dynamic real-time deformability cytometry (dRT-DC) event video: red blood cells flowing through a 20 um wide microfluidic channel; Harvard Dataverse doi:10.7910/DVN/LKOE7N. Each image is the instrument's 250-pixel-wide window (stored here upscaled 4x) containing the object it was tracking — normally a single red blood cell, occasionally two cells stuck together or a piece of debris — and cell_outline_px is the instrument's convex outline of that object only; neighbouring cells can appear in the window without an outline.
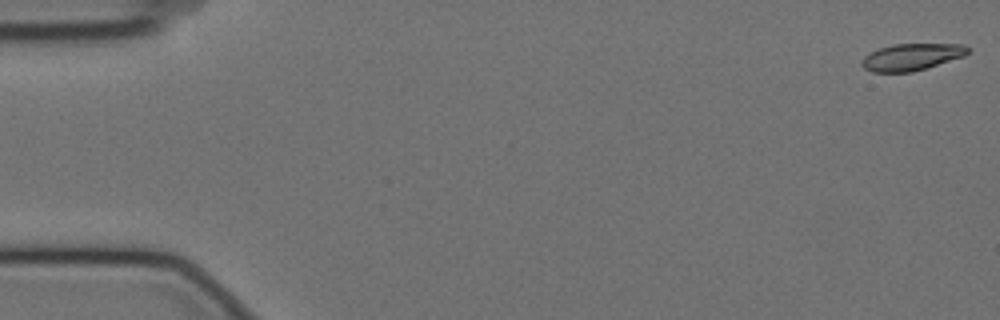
{"species": "Egyptian fruit bat (a non-hibernating species)", "species_latin": "Rousettus aegyptiacus", "temperature_condition": "cold", "stored_images_in_passage": 57, "camera_frame_rate_fps": 3000, "um_per_image_px": 0.085, "animal": {"sex": "female"}, "frame": {"image": 1, "passage_image": 1, "time_ms": 0.0, "image_size_px": [1000, 320], "cell_outline_px": [[968, 52], [964, 56], [912, 72], [872, 72], [864, 68], [860, 64], [864, 56], [880, 48], [892, 44], [964, 44], [968, 48]], "centroid_in_image_um": [77.46, 4.84], "position_along_channel_um": 7.5, "area_um2": 16.42}}
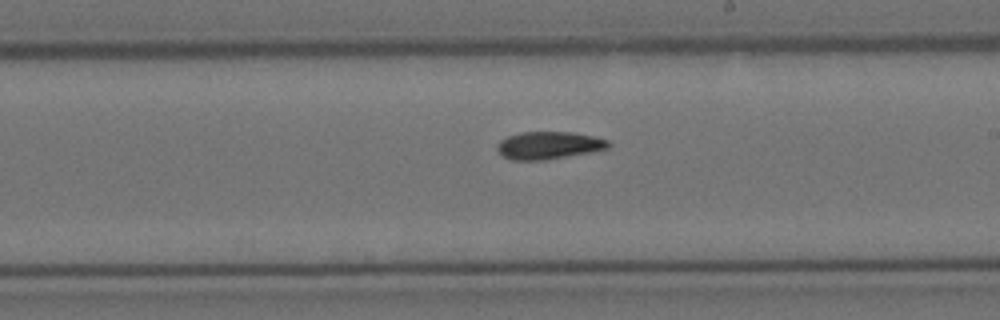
{"frame": {"image": 2, "passage_image": 33, "time_ms": 10.667, "image_size_px": [1000, 320], "cell_outline_px": [[612, 144], [608, 148], [588, 152], [544, 160], [512, 160], [504, 156], [496, 148], [496, 144], [500, 140], [508, 136], [520, 132], [572, 132], [592, 136], [608, 140]], "centroid_in_image_um": [46.62, 12.34], "position_along_channel_um": 242.4, "area_um2": 17.69}}
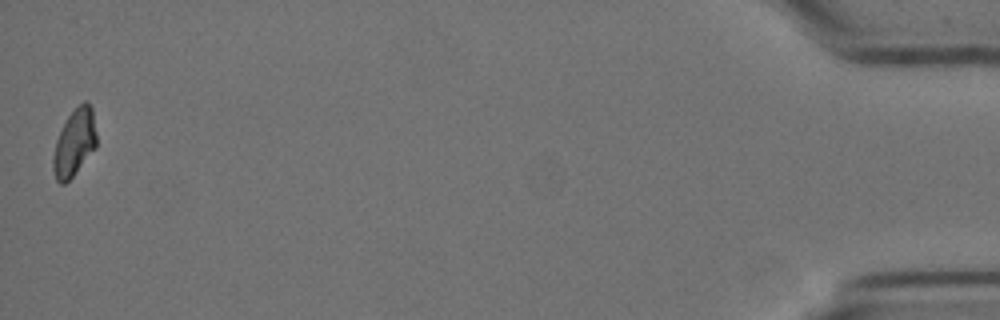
{"frame": {"image": 3, "passage_image": 57, "time_ms": 18.667, "image_size_px": [1000, 320], "cell_outline_px": [[96, 148], [72, 176], [64, 184], [60, 184], [56, 180], [52, 168], [52, 156], [56, 140], [68, 116], [84, 100], [88, 100], [92, 108], [96, 132]], "centroid_in_image_um": [6.32, 12.13], "position_along_channel_um": 428.9, "area_um2": 16.88}}